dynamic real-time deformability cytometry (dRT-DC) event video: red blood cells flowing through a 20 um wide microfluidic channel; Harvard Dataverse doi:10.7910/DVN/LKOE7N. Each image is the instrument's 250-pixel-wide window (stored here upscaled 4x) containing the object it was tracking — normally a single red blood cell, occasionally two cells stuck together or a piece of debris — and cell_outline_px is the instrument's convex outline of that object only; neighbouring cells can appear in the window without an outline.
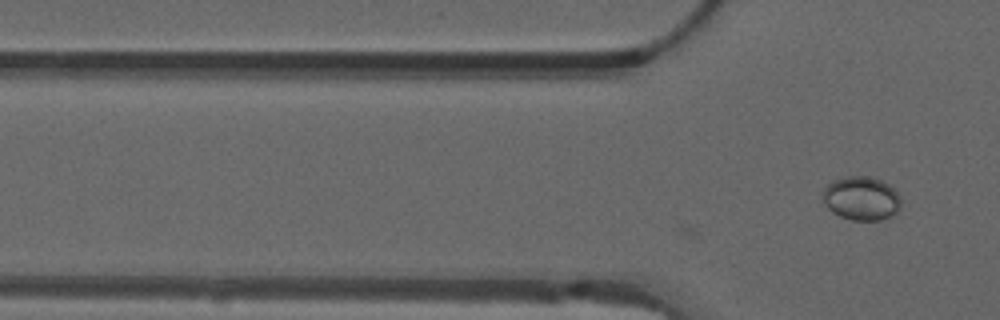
{"species": "common noctule bat (a hibernating species)", "species_latin": "Nyctalus noctula", "temperature_condition": "warm", "stored_images_in_passage": 3, "camera_frame_rate_fps": 3000, "um_per_image_px": 0.085, "animal": {"sex": "male", "forearm_length_mm": 52.5}, "frame": {"image": 1, "passage_image": 3, "time_ms": 0.667, "image_size_px": [1000, 320], "cell_outline_px": [[900, 208], [892, 216], [880, 220], [852, 220], [840, 216], [832, 212], [824, 204], [820, 196], [820, 192], [832, 180], [848, 176], [868, 176], [880, 180], [888, 184], [900, 196]], "centroid_in_image_um": [73.17, 16.86], "position_along_channel_um": 52.6, "area_um2": 20.17}}